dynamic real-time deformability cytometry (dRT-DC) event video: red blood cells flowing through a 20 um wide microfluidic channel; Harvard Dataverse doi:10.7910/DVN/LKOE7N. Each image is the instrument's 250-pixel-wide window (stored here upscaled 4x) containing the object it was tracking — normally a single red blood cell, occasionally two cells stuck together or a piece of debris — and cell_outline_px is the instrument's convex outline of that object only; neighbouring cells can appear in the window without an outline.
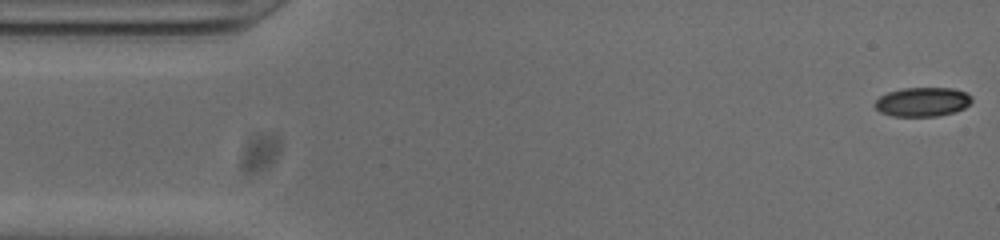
{"species": "common noctule bat (a hibernating species)", "species_latin": "Nyctalus noctula", "temperature_condition": "cold", "stored_images_in_passage": 52, "camera_frame_rate_fps": 3000, "um_per_image_px": 0.085, "animal": {"sex": "male", "body_mass_g": 20.0, "forearm_length_mm": 53.3}, "frame": {"image": 1, "passage_image": 1, "time_ms": 0.0, "image_size_px": [1000, 240], "cell_outline_px": [[972, 100], [964, 108], [956, 112], [936, 116], [892, 116], [880, 112], [872, 104], [880, 96], [888, 92], [904, 88], [952, 88], [964, 92], [972, 96]], "centroid_in_image_um": [78.39, 8.66], "position_along_channel_um": 6.6, "area_um2": 16.47}}
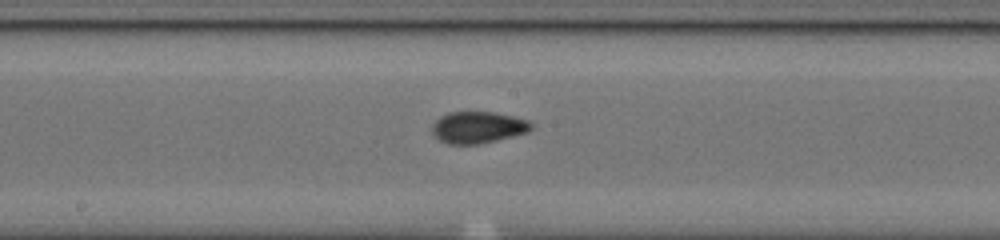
{"frame": {"image": 2, "passage_image": 26, "time_ms": 8.333, "image_size_px": [1000, 240], "cell_outline_px": [[532, 128], [528, 132], [480, 144], [448, 144], [440, 140], [432, 132], [432, 124], [440, 116], [448, 112], [496, 112], [528, 120], [532, 124]], "centroid_in_image_um": [40.62, 10.82], "position_along_channel_um": 207.6, "area_um2": 18.26}}
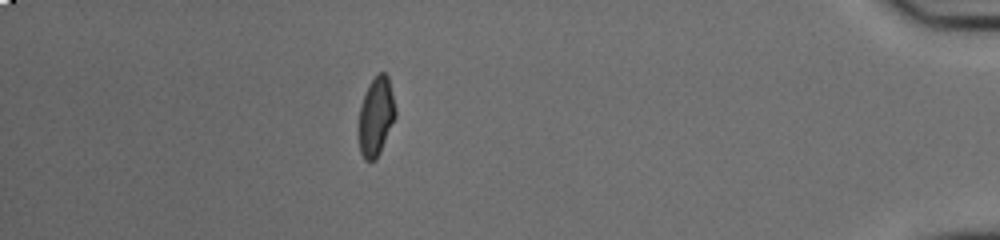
{"frame": {"image": 3, "passage_image": 46, "time_ms": 15.0, "image_size_px": [1000, 240], "cell_outline_px": [[396, 116], [380, 152], [376, 160], [364, 160], [360, 152], [356, 132], [360, 108], [368, 84], [380, 72], [384, 72], [388, 76], [396, 108]], "centroid_in_image_um": [31.93, 9.94], "position_along_channel_um": 403.3, "area_um2": 17.17}, "authors_computed_cell_mechanics": {"area_um2": 17.5712, "velocity_mm_per_s": 3.8124, "shape_relaxation_time_tau1_ms": null, "shape_relaxation_time_tau2_ms": 1.7492, "deformation_change_tau1": null, "deformation_change_tau2": 0.0686}}